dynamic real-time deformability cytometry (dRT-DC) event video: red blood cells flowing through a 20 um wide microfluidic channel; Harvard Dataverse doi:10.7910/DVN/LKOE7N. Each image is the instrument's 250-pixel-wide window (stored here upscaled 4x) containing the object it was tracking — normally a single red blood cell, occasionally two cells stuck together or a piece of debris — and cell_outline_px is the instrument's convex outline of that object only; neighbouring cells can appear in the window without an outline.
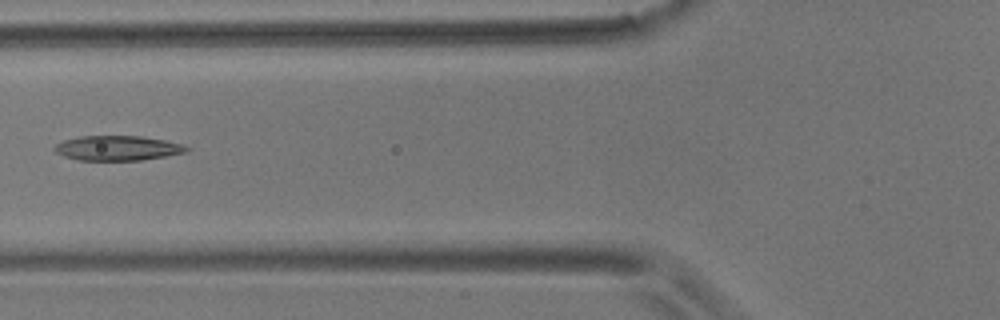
{"species": "common noctule bat (a hibernating species)", "species_latin": "Nyctalus noctula", "temperature_condition": "room temperature", "stored_images_in_passage": 6, "camera_frame_rate_fps": 3000, "um_per_image_px": 0.085, "animal": {"sex": "male", "body_mass_g": 17.9}, "frame": {"image": 1, "passage_image": 4, "time_ms": 4.333, "image_size_px": [1000, 320], "cell_outline_px": [[192, 148], [188, 152], [140, 160], [76, 160], [64, 156], [56, 152], [52, 148], [56, 144], [64, 140], [80, 136], [140, 136], [164, 140], [180, 144]], "centroid_in_image_um": [9.98, 12.59], "position_along_channel_um": 115.8, "area_um2": 19.02}}
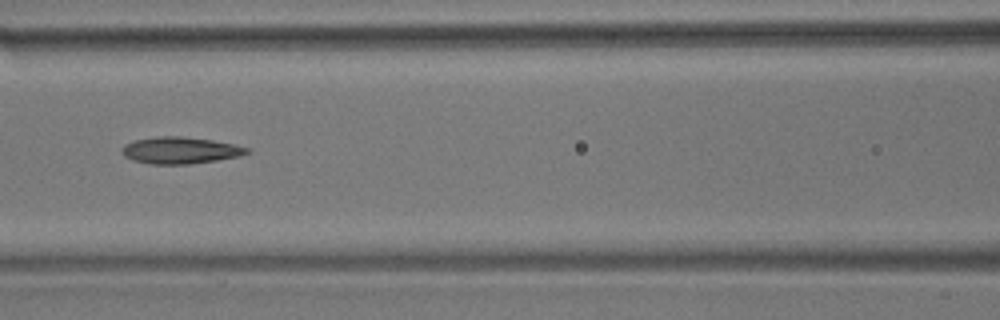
{"frame": {"image": 2, "passage_image": 5, "time_ms": 5.333, "image_size_px": [1000, 320], "cell_outline_px": [[252, 152], [236, 156], [216, 160], [192, 164], [148, 164], [132, 160], [124, 156], [120, 152], [120, 148], [124, 144], [136, 140], [156, 136], [180, 136], [212, 140], [236, 144], [252, 148]], "centroid_in_image_um": [15.31, 12.78], "position_along_channel_um": 151.3, "area_um2": 19.71}}
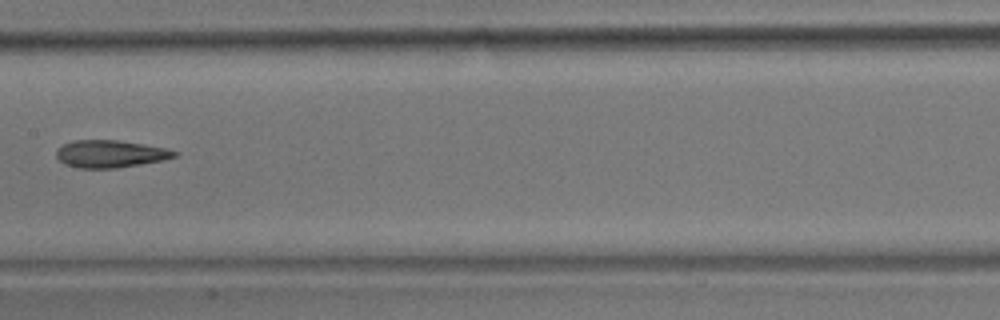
{"frame": {"image": 3, "passage_image": 6, "time_ms": 6.667, "image_size_px": [1000, 320], "cell_outline_px": [[180, 152], [176, 156], [164, 160], [116, 168], [80, 168], [64, 164], [56, 156], [56, 148], [72, 140], [116, 140], [144, 144], [164, 148]], "centroid_in_image_um": [9.36, 13.07], "position_along_channel_um": 198.0, "area_um2": 18.84}}